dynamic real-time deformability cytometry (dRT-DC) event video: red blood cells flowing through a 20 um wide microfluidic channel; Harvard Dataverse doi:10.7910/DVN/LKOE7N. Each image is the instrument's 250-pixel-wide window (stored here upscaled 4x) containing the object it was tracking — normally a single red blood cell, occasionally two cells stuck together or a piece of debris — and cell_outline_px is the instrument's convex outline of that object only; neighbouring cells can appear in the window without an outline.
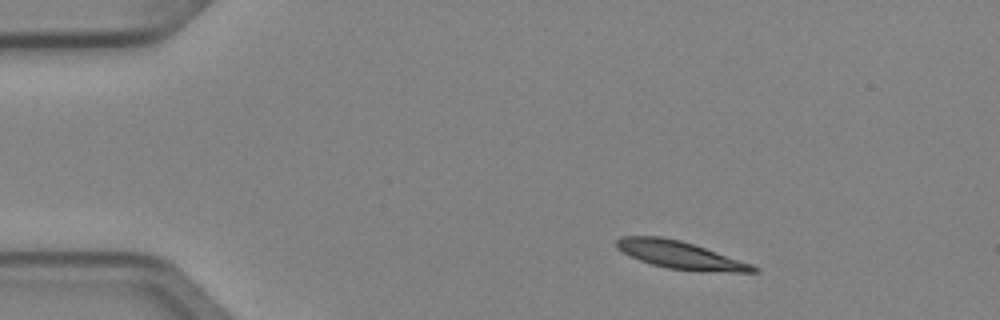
{"species": "Egyptian fruit bat (a non-hibernating species)", "species_latin": "Rousettus aegyptiacus", "temperature_condition": "cold", "stored_images_in_passage": 3, "camera_frame_rate_fps": 3000, "um_per_image_px": 0.085, "animal": {"sex": "female"}, "frame": {"image": 1, "passage_image": 1, "time_ms": 0.0, "image_size_px": [1000, 320], "cell_outline_px": [[760, 272], [700, 272], [668, 268], [652, 264], [640, 260], [616, 248], [616, 240], [620, 236], [660, 236], [680, 240], [752, 264], [760, 268]], "centroid_in_image_um": [57.84, 21.69], "position_along_channel_um": 27.2, "area_um2": 21.91}}
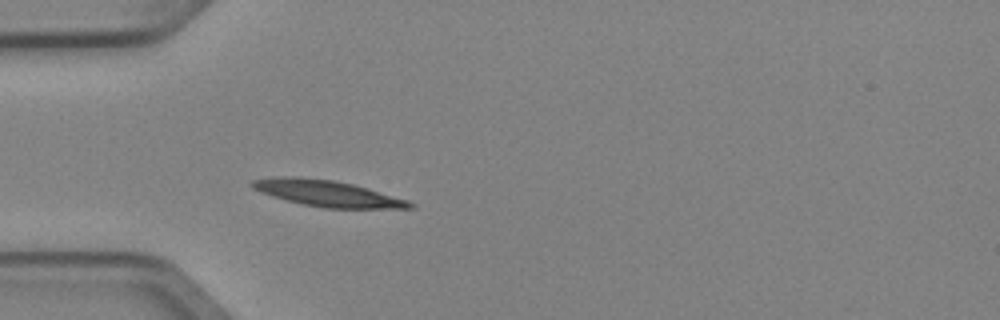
{"frame": {"image": 2, "passage_image": 3, "time_ms": 0.667, "image_size_px": [1000, 320], "cell_outline_px": [[416, 208], [324, 208], [304, 204], [272, 196], [260, 192], [252, 188], [248, 184], [252, 180], [280, 176], [292, 176], [332, 180], [352, 184], [408, 200], [416, 204]], "centroid_in_image_um": [27.81, 16.44], "position_along_channel_um": 57.2, "area_um2": 23.81}}